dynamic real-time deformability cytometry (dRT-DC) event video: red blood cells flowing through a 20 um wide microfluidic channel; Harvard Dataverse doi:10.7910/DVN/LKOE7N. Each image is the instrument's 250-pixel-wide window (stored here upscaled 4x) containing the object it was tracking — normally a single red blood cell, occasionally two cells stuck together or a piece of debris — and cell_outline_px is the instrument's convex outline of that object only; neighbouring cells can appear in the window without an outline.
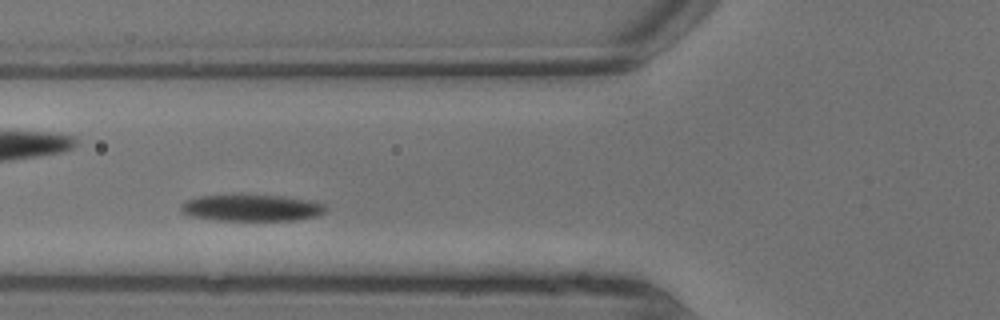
{"species": "common noctule bat (a hibernating species)", "species_latin": "Nyctalus noctula", "temperature_condition": "warm", "stored_images_in_passage": 5, "camera_frame_rate_fps": 3000, "um_per_image_px": 0.085, "animal": {"sex": "male", "body_mass_g": 13.3}, "frame": {"image": 1, "passage_image": 4, "time_ms": 1.0, "image_size_px": [1000, 320], "cell_outline_px": [[328, 208], [324, 212], [316, 216], [296, 220], [220, 220], [188, 216], [180, 208], [180, 204], [184, 200], [200, 196], [284, 196], [312, 200], [324, 204]], "centroid_in_image_um": [21.4, 17.67], "position_along_channel_um": 104.4, "area_um2": 22.2}}